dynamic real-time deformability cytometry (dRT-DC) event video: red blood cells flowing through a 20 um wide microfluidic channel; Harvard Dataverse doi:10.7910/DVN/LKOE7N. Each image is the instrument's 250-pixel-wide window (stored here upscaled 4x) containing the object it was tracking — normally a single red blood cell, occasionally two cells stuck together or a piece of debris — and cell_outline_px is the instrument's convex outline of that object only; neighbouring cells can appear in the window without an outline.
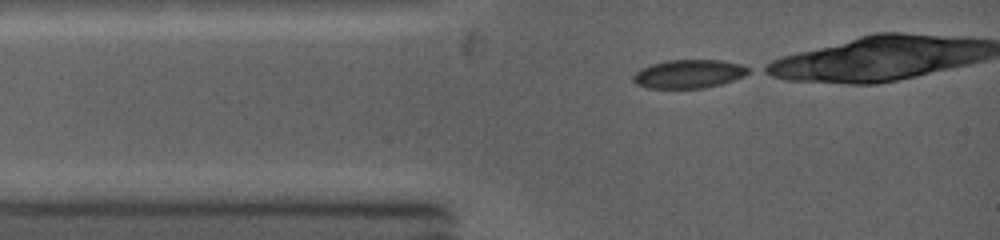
{"species": "common noctule bat (a hibernating species)", "species_latin": "Nyctalus noctula", "temperature_condition": "warm", "stored_images_in_passage": 7, "camera_frame_rate_fps": 5000, "um_per_image_px": 0.085, "animal": {"sex": "female", "body_mass_g": 19.0, "forearm_length_mm": 53.3}, "frame": {"image": 1, "passage_image": 1, "time_ms": 0.0, "image_size_px": [1000, 240], "cell_outline_px": [[748, 72], [732, 80], [720, 84], [704, 88], [648, 88], [636, 84], [632, 80], [632, 76], [636, 72], [652, 64], [668, 60], [720, 60], [740, 64], [748, 68]], "centroid_in_image_um": [58.49, 6.28], "position_along_channel_um": 26.5, "area_um2": 18.79}}